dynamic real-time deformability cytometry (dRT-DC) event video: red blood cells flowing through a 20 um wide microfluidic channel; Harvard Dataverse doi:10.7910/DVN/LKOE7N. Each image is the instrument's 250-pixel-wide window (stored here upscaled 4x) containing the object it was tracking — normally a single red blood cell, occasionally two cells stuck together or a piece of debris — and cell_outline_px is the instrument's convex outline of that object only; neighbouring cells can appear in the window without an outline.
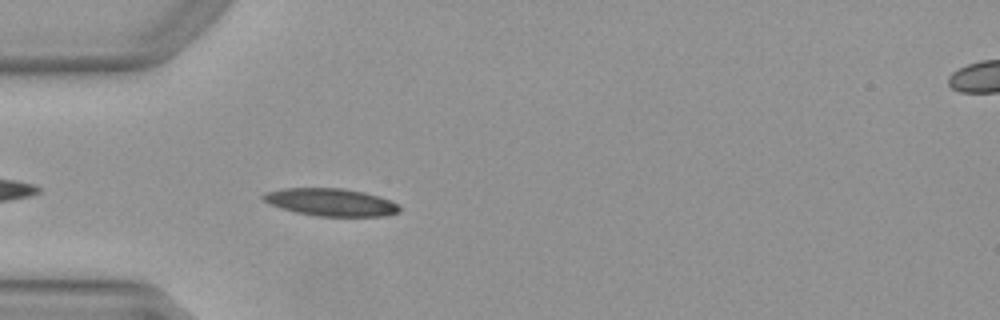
{"species": "Egyptian fruit bat (a non-hibernating species)", "species_latin": "Rousettus aegyptiacus", "temperature_condition": "warm", "stored_images_in_passage": 9, "camera_frame_rate_fps": 3000, "um_per_image_px": 0.085, "animal": {"sex": "female"}, "frame": {"image": 1, "passage_image": 3, "time_ms": 0.667, "image_size_px": [1000, 320], "cell_outline_px": [[400, 212], [380, 216], [316, 216], [296, 212], [280, 208], [268, 204], [260, 196], [264, 192], [284, 188], [344, 188], [364, 192], [388, 200], [396, 204], [400, 208]], "centroid_in_image_um": [28.04, 17.18], "position_along_channel_um": 57.0, "area_um2": 21.79}}
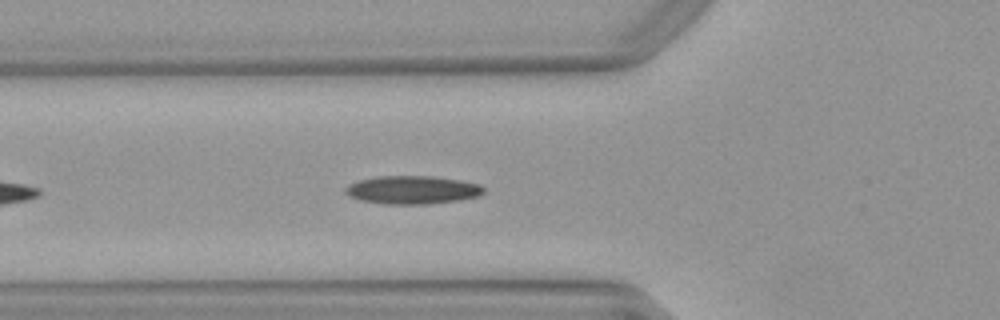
{"frame": {"image": 2, "passage_image": 6, "time_ms": 1.667, "image_size_px": [1000, 320], "cell_outline_px": [[484, 192], [480, 196], [456, 200], [428, 204], [384, 204], [360, 200], [348, 196], [344, 192], [344, 188], [348, 184], [360, 180], [376, 176], [432, 176], [460, 180], [480, 184], [484, 188]], "centroid_in_image_um": [35.02, 16.14], "position_along_channel_um": 90.8, "area_um2": 22.83}}